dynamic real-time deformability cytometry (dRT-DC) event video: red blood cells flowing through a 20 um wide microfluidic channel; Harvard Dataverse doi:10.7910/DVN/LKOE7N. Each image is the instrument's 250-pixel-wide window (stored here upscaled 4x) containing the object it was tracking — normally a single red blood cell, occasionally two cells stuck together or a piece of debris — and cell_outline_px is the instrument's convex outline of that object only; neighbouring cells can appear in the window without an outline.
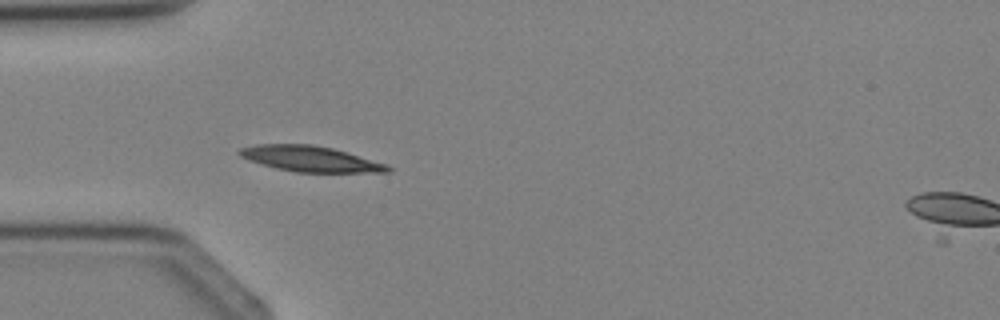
{"species": "Egyptian fruit bat (a non-hibernating species)", "species_latin": "Rousettus aegyptiacus", "temperature_condition": "cold", "stored_images_in_passage": 4, "segment_of_instrument_passage": [1, 2], "camera_frame_rate_fps": 3000, "um_per_image_px": 0.085, "animal": {"sex": "female"}, "frame": {"image": 1, "passage_image": 3, "time_ms": 2.0, "image_size_px": [1000, 320], "cell_outline_px": [[392, 172], [296, 172], [276, 168], [248, 160], [240, 156], [236, 152], [240, 148], [256, 144], [312, 144], [332, 148], [388, 164], [392, 168]], "centroid_in_image_um": [26.37, 13.5], "position_along_channel_um": 58.6, "area_um2": 22.14}}